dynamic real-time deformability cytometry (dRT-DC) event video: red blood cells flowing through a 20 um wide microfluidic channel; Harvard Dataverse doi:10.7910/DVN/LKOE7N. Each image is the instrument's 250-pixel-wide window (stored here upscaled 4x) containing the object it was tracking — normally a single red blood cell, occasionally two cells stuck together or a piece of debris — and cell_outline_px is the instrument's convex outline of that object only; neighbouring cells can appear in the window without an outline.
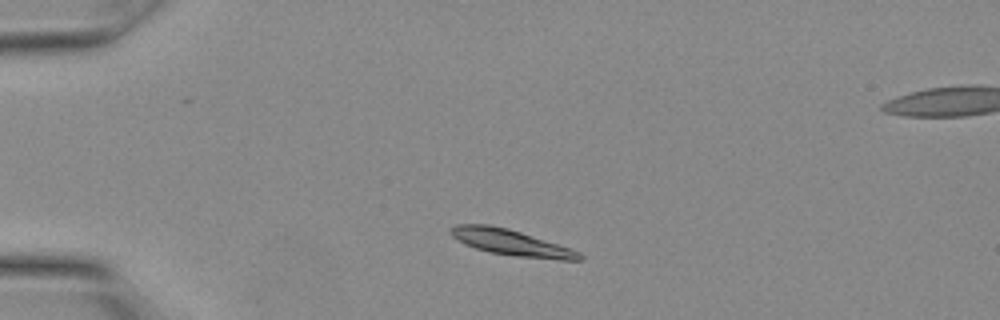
{"species": "Egyptian fruit bat (a non-hibernating species)", "species_latin": "Rousettus aegyptiacus", "temperature_condition": "warm", "stored_images_in_passage": 6, "camera_frame_rate_fps": 3000, "um_per_image_px": 0.085, "animal": {"sex": "female"}, "frame": {"image": 1, "passage_image": 2, "time_ms": 0.333, "image_size_px": [1000, 320], "cell_outline_px": [[584, 256], [580, 260], [560, 260], [516, 256], [492, 252], [476, 248], [456, 240], [448, 232], [456, 224], [488, 224], [508, 228], [580, 252]], "centroid_in_image_um": [43.41, 20.61], "position_along_channel_um": 41.6, "area_um2": 19.07}}
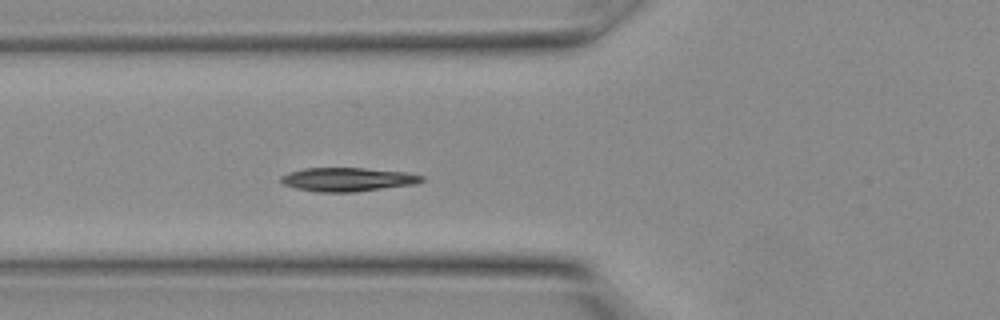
{"frame": {"image": 2, "passage_image": 6, "time_ms": 1.667, "image_size_px": [1000, 320], "cell_outline_px": [[424, 180], [416, 184], [352, 192], [316, 192], [296, 188], [284, 184], [280, 180], [280, 176], [288, 172], [304, 168], [364, 168], [408, 172], [424, 176]], "centroid_in_image_um": [29.55, 15.25], "position_along_channel_um": 96.3, "area_um2": 19.54}}